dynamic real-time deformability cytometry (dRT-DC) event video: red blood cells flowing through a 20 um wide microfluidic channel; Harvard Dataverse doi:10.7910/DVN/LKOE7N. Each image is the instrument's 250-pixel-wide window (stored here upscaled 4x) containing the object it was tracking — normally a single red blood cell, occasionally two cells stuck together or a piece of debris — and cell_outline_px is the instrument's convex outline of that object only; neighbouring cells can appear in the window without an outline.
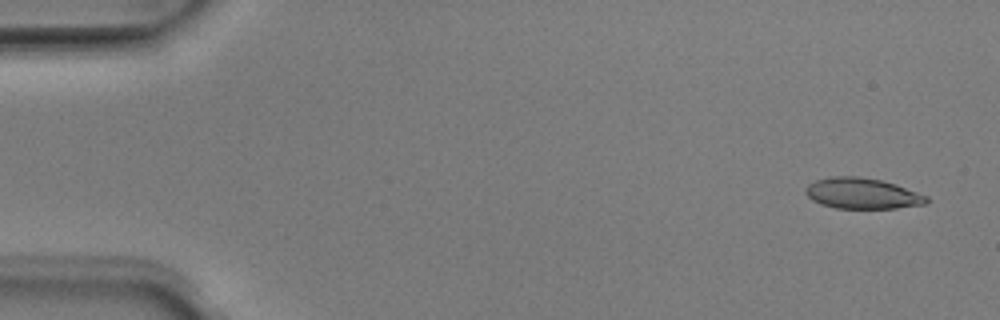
{"species": "Egyptian fruit bat (a non-hibernating species)", "species_latin": "Rousettus aegyptiacus", "temperature_condition": "room temperature", "stored_images_in_passage": 52, "segment_of_instrument_passage": [1, 2], "camera_frame_rate_fps": 3000, "um_per_image_px": 0.085, "animal": {"sex": "male"}, "frame": {"image": 1, "passage_image": 3, "time_ms": 0.667, "image_size_px": [1000, 320], "cell_outline_px": [[928, 204], [896, 208], [836, 208], [820, 204], [812, 200], [804, 192], [804, 188], [808, 184], [816, 180], [832, 176], [860, 176], [880, 180], [896, 184], [928, 196]], "centroid_in_image_um": [73.28, 16.44], "position_along_channel_um": 11.7, "area_um2": 21.85}}
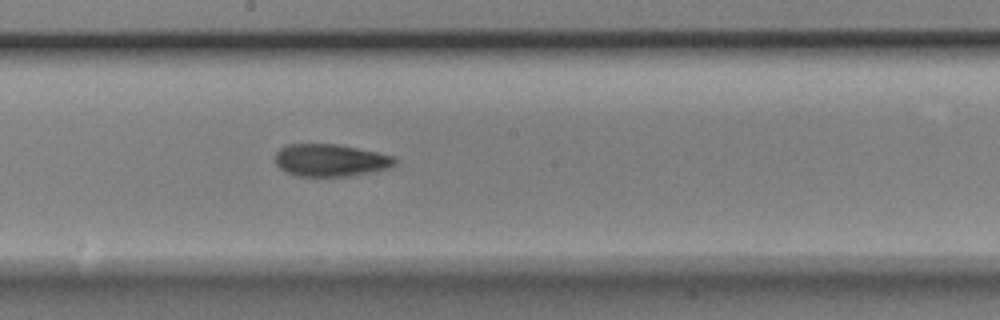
{"frame": {"image": 2, "passage_image": 28, "time_ms": 9.0, "image_size_px": [1000, 320], "cell_outline_px": [[396, 164], [392, 168], [376, 172], [352, 176], [296, 176], [280, 168], [276, 164], [276, 152], [280, 148], [288, 144], [340, 144], [376, 152], [392, 156], [396, 160]], "centroid_in_image_um": [28.13, 13.63], "position_along_channel_um": 220.1, "area_um2": 22.77}}
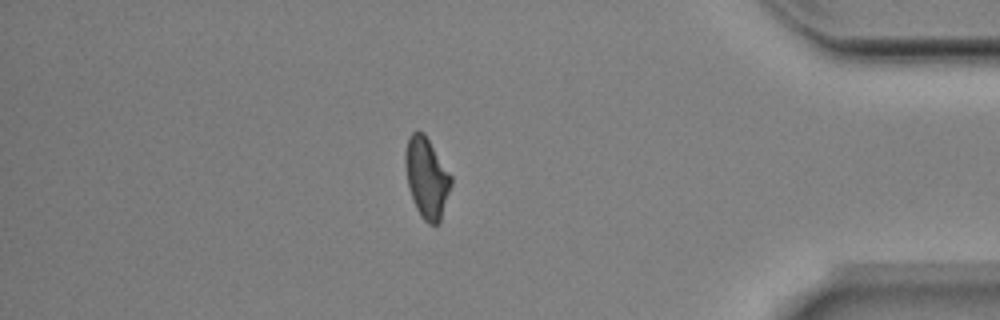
{"frame": {"image": 3, "passage_image": 44, "time_ms": 14.333, "image_size_px": [1000, 320], "cell_outline_px": [[452, 184], [440, 220], [436, 224], [428, 224], [420, 216], [412, 200], [408, 184], [404, 164], [404, 152], [408, 136], [416, 128], [424, 132], [452, 176]], "centroid_in_image_um": [36.24, 15.06], "position_along_channel_um": 399.0, "area_um2": 21.73}}